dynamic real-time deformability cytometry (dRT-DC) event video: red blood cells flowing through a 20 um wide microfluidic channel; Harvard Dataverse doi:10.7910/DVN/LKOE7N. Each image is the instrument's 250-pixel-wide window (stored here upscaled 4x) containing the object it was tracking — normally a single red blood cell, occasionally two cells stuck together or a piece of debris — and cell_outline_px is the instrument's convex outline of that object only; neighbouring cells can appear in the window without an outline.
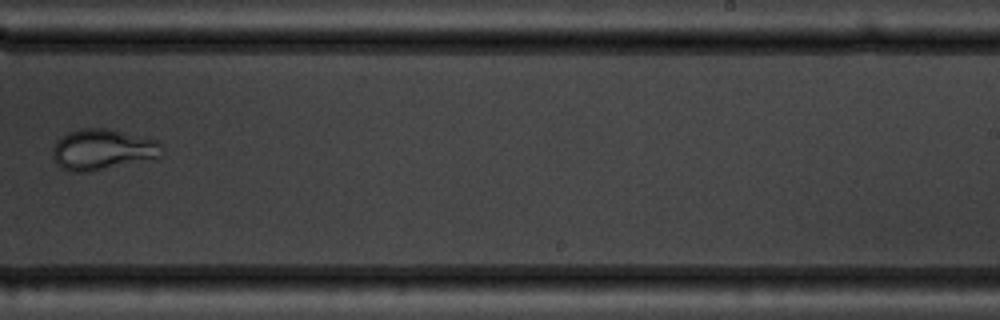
{"species": "common noctule bat (a hibernating species)", "species_latin": "Nyctalus noctula", "temperature_condition": "warm", "stored_images_in_passage": 11, "camera_frame_rate_fps": 3000, "um_per_image_px": 0.085, "animal": {"sex": "male", "body_mass_g": 19.5, "forearm_length_mm": 54.6}, "frame": {"image": 1, "passage_image": 11, "time_ms": 12.333, "image_size_px": [1000, 320], "cell_outline_px": [[160, 156], [88, 172], [68, 172], [56, 164], [52, 156], [52, 148], [56, 140], [68, 132], [80, 128], [108, 128], [156, 140], [160, 144]], "centroid_in_image_um": [8.61, 12.7], "position_along_channel_um": 280.4, "area_um2": 25.66}}